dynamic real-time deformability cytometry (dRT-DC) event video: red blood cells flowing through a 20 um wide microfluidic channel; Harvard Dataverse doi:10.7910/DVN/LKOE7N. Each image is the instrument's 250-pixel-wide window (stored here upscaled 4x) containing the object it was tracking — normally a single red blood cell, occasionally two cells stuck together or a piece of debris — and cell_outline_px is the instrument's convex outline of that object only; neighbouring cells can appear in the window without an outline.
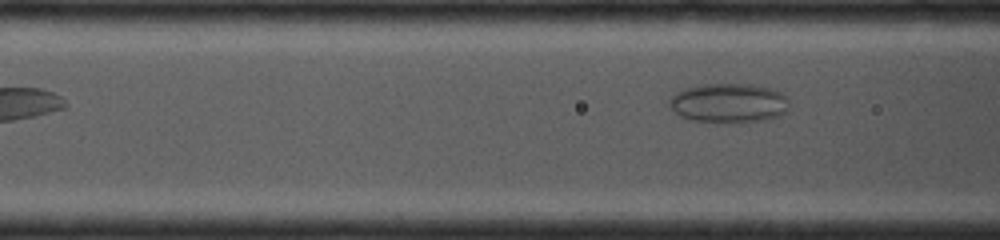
{"species": "common noctule bat (a hibernating species)", "species_latin": "Nyctalus noctula", "temperature_condition": "cold", "stored_images_in_passage": 9, "segment_of_instrument_passage": [2, 2], "camera_frame_rate_fps": 4000, "um_per_image_px": 0.085, "animal": {"sex": "female", "body_mass_g": 19.0, "forearm_length_mm": 53.3}, "frame": {"image": 1, "passage_image": 9, "time_ms": 3.5, "image_size_px": [1000, 240], "cell_outline_px": [[788, 108], [780, 116], [768, 120], [732, 124], [716, 124], [692, 120], [680, 116], [668, 104], [668, 100], [676, 92], [688, 88], [704, 84], [752, 84], [772, 88], [780, 92], [788, 100]], "centroid_in_image_um": [61.96, 8.79], "position_along_channel_um": 104.6, "area_um2": 28.09}}